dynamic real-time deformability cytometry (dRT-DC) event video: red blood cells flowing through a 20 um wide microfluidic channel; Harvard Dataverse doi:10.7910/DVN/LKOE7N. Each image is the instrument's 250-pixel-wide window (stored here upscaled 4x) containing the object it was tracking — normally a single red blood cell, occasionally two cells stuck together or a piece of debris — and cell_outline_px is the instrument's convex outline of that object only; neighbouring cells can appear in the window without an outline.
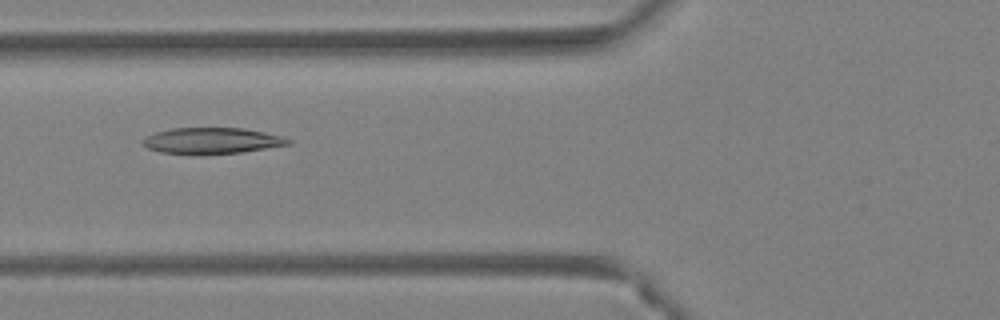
{"species": "Egyptian fruit bat (a non-hibernating species)", "species_latin": "Rousettus aegyptiacus", "temperature_condition": "warm", "stored_images_in_passage": 39, "camera_frame_rate_fps": 3000, "um_per_image_px": 0.085, "animal": {"sex": "female"}, "frame": {"image": 1, "passage_image": 11, "time_ms": 3.333, "image_size_px": [1000, 320], "cell_outline_px": [[292, 144], [240, 152], [160, 152], [148, 148], [140, 140], [144, 136], [156, 132], [172, 128], [244, 128], [284, 136], [292, 140]], "centroid_in_image_um": [18.04, 11.92], "position_along_channel_um": 107.8, "area_um2": 21.44}}
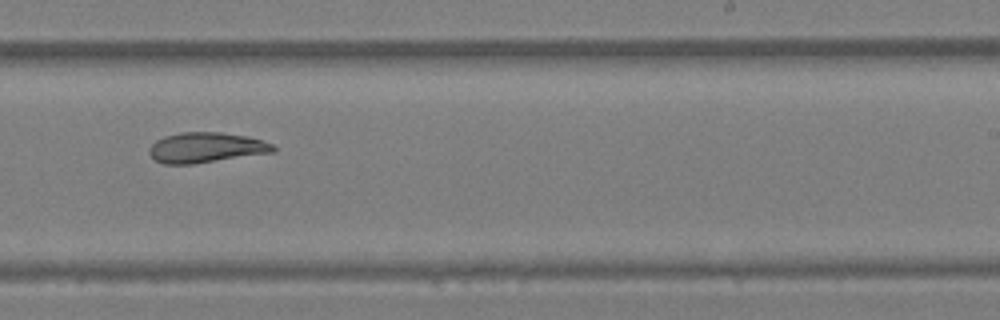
{"frame": {"image": 2, "passage_image": 22, "time_ms": 7.0, "image_size_px": [1000, 320], "cell_outline_px": [[276, 152], [192, 164], [164, 164], [156, 160], [148, 152], [152, 144], [156, 140], [164, 136], [180, 132], [220, 132], [248, 136], [264, 140], [272, 144], [276, 148]], "centroid_in_image_um": [17.54, 12.54], "position_along_channel_um": 271.5, "area_um2": 21.96}}
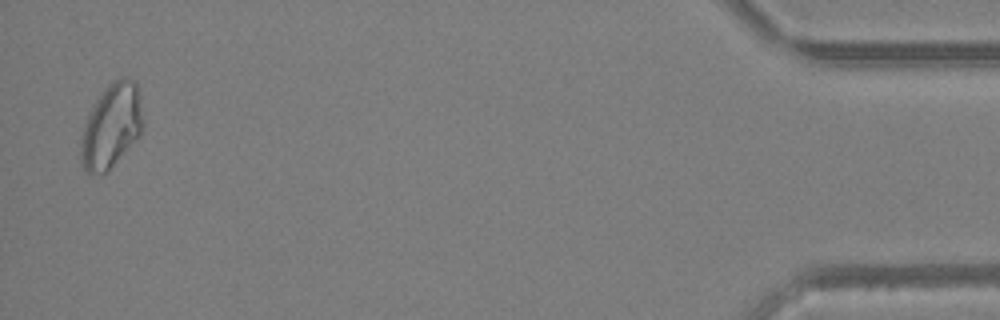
{"frame": {"image": 3, "passage_image": 38, "time_ms": 12.333, "image_size_px": [1000, 320], "cell_outline_px": [[144, 128], [136, 140], [104, 172], [88, 176], [80, 160], [80, 140], [84, 124], [88, 112], [96, 100], [108, 84], [120, 76], [124, 76], [136, 80], [144, 120]], "centroid_in_image_um": [9.46, 10.67], "position_along_channel_um": 425.7, "area_um2": 30.63}, "authors_computed_cell_mechanics": {"area_um2": 23.6402, "velocity_mm_per_s": 4.4696, "shape_relaxation_time_tau1_ms": null, "shape_relaxation_time_tau2_ms": 7.6074, "deformation_change_tau1": null, "deformation_change_tau2": 0.1589}}